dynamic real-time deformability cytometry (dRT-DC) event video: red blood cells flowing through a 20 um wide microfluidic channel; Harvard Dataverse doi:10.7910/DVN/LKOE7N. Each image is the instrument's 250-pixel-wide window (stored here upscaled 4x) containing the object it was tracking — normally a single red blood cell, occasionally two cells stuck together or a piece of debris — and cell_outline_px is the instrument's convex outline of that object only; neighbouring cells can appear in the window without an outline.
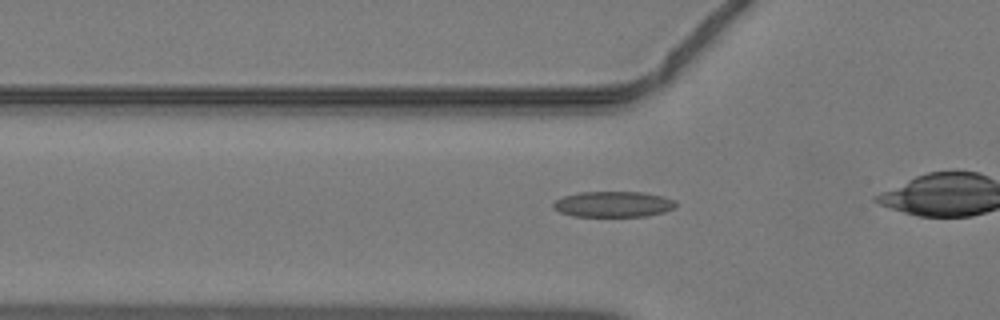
{"species": "common noctule bat (a hibernating species)", "species_latin": "Nyctalus noctula", "temperature_condition": "warm", "stored_images_in_passage": 27, "camera_frame_rate_fps": 3000, "um_per_image_px": 0.085, "animal": {"sex": "male", "body_mass_g": 19.2, "forearm_length_mm": 51.8}, "frame": {"image": 1, "passage_image": 6, "time_ms": 1.667, "image_size_px": [1000, 320], "cell_outline_px": [[676, 204], [672, 208], [664, 212], [648, 216], [572, 216], [560, 212], [552, 208], [552, 204], [556, 200], [564, 196], [580, 192], [644, 192], [664, 196], [676, 200]], "centroid_in_image_um": [52.13, 17.35], "position_along_channel_um": 73.7, "area_um2": 18.44}}
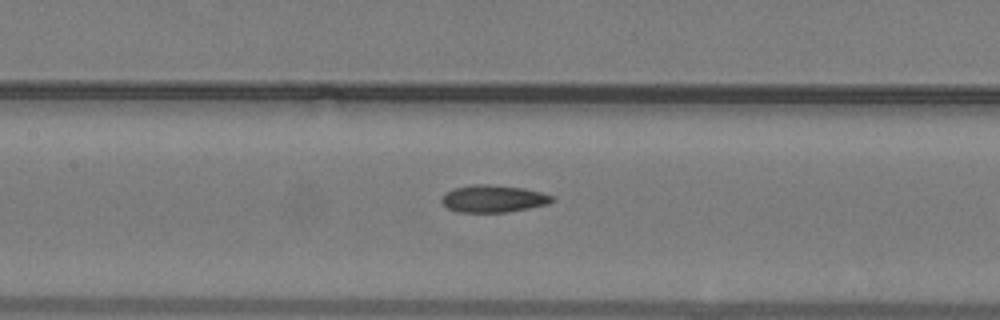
{"frame": {"image": 2, "passage_image": 12, "time_ms": 3.667, "image_size_px": [1000, 320], "cell_outline_px": [[556, 200], [548, 204], [528, 208], [504, 212], [456, 212], [448, 208], [440, 200], [444, 192], [452, 188], [476, 184], [488, 184], [524, 188], [540, 192], [552, 196]], "centroid_in_image_um": [41.9, 16.88], "position_along_channel_um": 165.5, "area_um2": 17.57}}
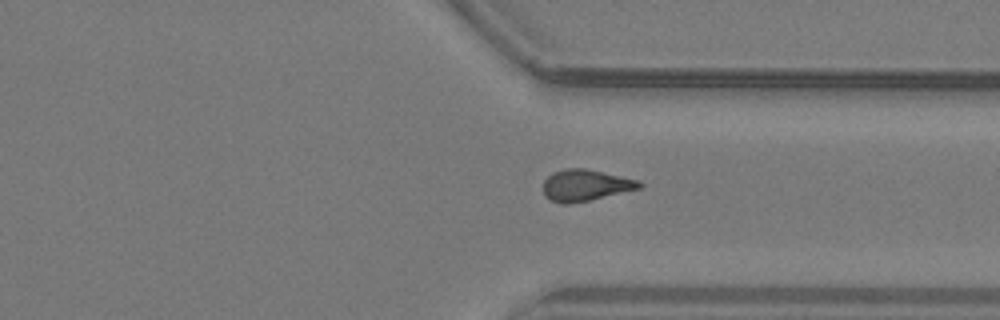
{"frame": {"image": 3, "passage_image": 25, "time_ms": 8.0, "image_size_px": [1000, 320], "cell_outline_px": [[644, 184], [640, 188], [588, 200], [568, 204], [564, 204], [552, 200], [544, 196], [544, 180], [552, 172], [568, 168], [584, 168], [640, 180]], "centroid_in_image_um": [49.76, 15.73], "position_along_channel_um": 361.6, "area_um2": 17.4}}